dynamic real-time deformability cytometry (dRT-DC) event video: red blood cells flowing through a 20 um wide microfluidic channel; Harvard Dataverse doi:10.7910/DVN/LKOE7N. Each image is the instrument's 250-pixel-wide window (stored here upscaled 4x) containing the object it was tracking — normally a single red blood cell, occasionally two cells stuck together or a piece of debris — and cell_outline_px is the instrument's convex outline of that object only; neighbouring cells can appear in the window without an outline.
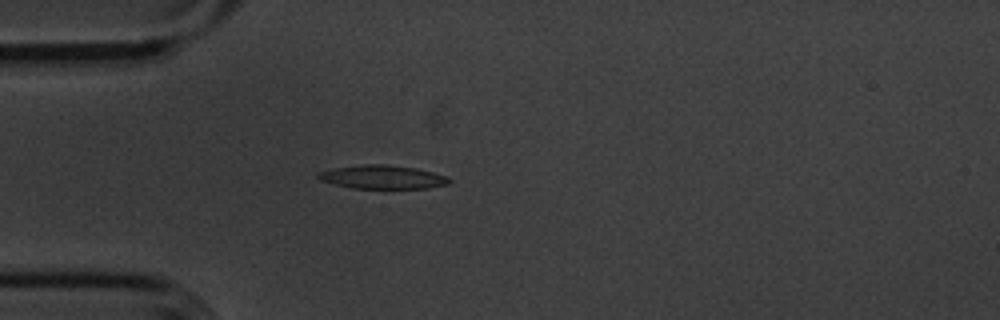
{"species": "common noctule bat (a hibernating species)", "species_latin": "Nyctalus noctula", "temperature_condition": "cold", "stored_images_in_passage": 29, "camera_frame_rate_fps": 3000, "um_per_image_px": 0.085, "animal": {"sex": "male", "body_mass_g": 20.1, "forearm_length_mm": 53.5}, "frame": {"image": 1, "passage_image": 1, "time_ms": 0.0, "image_size_px": [1000, 320], "cell_outline_px": [[452, 180], [448, 184], [428, 188], [352, 188], [320, 180], [316, 176], [316, 172], [336, 168], [364, 164], [384, 164], [416, 168], [448, 176]], "centroid_in_image_um": [32.53, 15.04], "position_along_channel_um": 52.5, "area_um2": 17.92}}
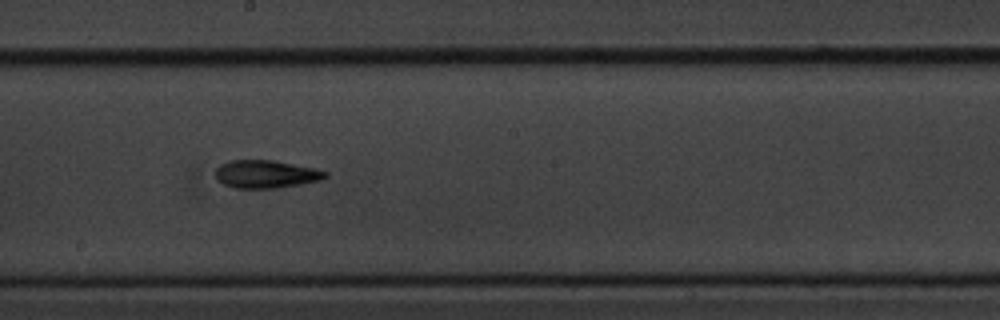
{"frame": {"image": 2, "passage_image": 16, "time_ms": 5.0, "image_size_px": [1000, 320], "cell_outline_px": [[328, 176], [320, 180], [300, 184], [276, 188], [232, 188], [216, 180], [216, 168], [220, 164], [228, 160], [272, 160], [316, 168], [328, 172]], "centroid_in_image_um": [22.58, 14.8], "position_along_channel_um": 225.6, "area_um2": 17.98}}
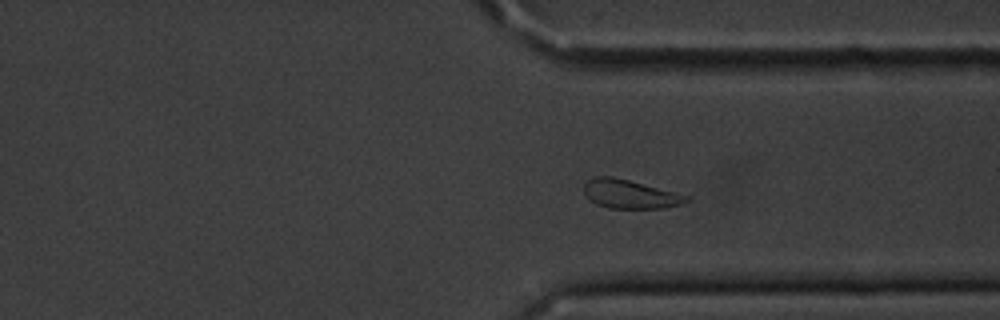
{"frame": {"image": 3, "passage_image": 29, "time_ms": 9.333, "image_size_px": [1000, 320], "cell_outline_px": [[692, 200], [684, 204], [664, 208], [608, 208], [596, 204], [584, 192], [584, 184], [588, 180], [596, 176], [608, 176], [628, 180], [688, 196]], "centroid_in_image_um": [53.56, 16.51], "position_along_channel_um": 357.8, "area_um2": 16.88}}